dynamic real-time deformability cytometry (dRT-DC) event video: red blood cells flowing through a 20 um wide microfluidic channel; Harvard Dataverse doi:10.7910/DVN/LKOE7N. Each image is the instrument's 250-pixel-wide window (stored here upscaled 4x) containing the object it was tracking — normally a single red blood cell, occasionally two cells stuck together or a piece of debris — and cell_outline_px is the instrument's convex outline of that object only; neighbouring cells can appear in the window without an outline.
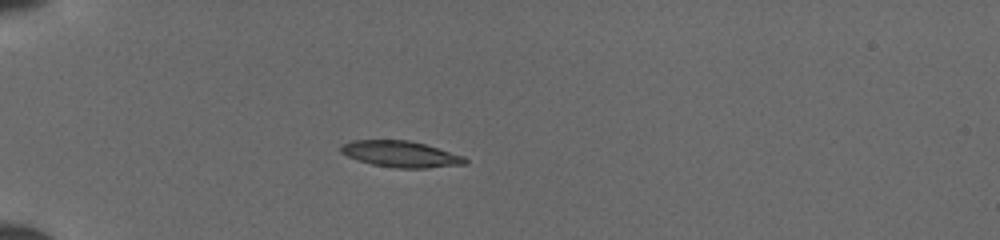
{"species": "common noctule bat (a hibernating species)", "species_latin": "Nyctalus noctula", "temperature_condition": "cold", "stored_images_in_passage": 49, "camera_frame_rate_fps": 3000, "um_per_image_px": 0.085, "animal": {"sex": "female", "body_mass_g": 19.5, "forearm_length_mm": 54.1}, "frame": {"image": 1, "passage_image": 14, "time_ms": 4.333, "image_size_px": [1000, 240], "cell_outline_px": [[468, 164], [424, 168], [396, 168], [372, 164], [348, 156], [340, 152], [340, 148], [344, 144], [352, 140], [408, 140], [424, 144], [464, 156], [468, 160]], "centroid_in_image_um": [34.09, 13.1], "position_along_channel_um": 50.9, "area_um2": 18.79}}
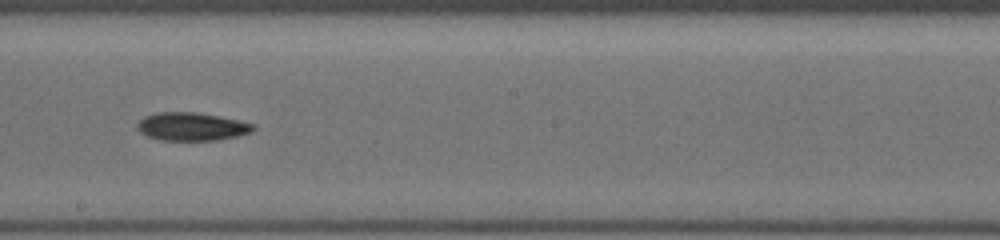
{"frame": {"image": 2, "passage_image": 29, "time_ms": 9.333, "image_size_px": [1000, 240], "cell_outline_px": [[256, 128], [252, 132], [236, 136], [216, 140], [160, 140], [148, 136], [140, 132], [136, 128], [136, 124], [144, 116], [156, 112], [196, 112], [220, 116], [256, 124]], "centroid_in_image_um": [16.29, 10.75], "position_along_channel_um": 231.9, "area_um2": 19.13}}
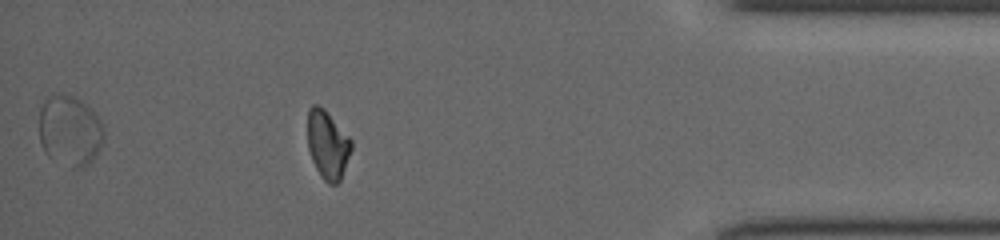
{"frame": {"image": 3, "passage_image": 44, "time_ms": 14.333, "image_size_px": [1000, 240], "cell_outline_px": [[352, 148], [340, 180], [336, 184], [328, 184], [320, 176], [312, 160], [308, 148], [308, 108], [312, 104], [316, 104], [324, 108], [352, 140]], "centroid_in_image_um": [27.84, 12.29], "position_along_channel_um": 407.4, "area_um2": 17.4}}